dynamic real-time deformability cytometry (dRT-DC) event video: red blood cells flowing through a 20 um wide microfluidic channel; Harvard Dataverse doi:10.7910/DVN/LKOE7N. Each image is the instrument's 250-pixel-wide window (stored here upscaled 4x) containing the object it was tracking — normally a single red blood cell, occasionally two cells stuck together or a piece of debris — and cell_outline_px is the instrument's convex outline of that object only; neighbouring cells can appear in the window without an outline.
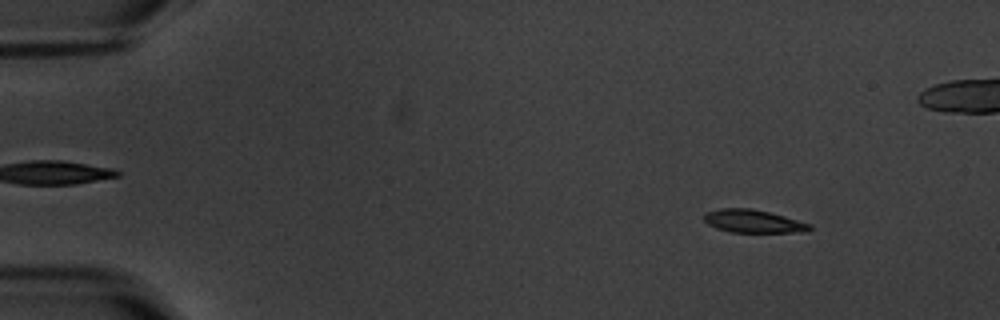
{"species": "common noctule bat (a hibernating species)", "species_latin": "Nyctalus noctula", "temperature_condition": "warm", "stored_images_in_passage": 6, "camera_frame_rate_fps": 3000, "um_per_image_px": 0.085, "animal": {"sex": "male", "body_mass_g": 20.1, "forearm_length_mm": 53.5}, "frame": {"image": 1, "passage_image": 3, "time_ms": 2.333, "image_size_px": [1000, 320], "cell_outline_px": [[812, 228], [808, 232], [732, 232], [716, 228], [708, 224], [704, 220], [704, 212], [720, 208], [752, 208], [784, 216], [812, 224]], "centroid_in_image_um": [64.03, 18.8], "position_along_channel_um": 21.0, "area_um2": 14.22}}